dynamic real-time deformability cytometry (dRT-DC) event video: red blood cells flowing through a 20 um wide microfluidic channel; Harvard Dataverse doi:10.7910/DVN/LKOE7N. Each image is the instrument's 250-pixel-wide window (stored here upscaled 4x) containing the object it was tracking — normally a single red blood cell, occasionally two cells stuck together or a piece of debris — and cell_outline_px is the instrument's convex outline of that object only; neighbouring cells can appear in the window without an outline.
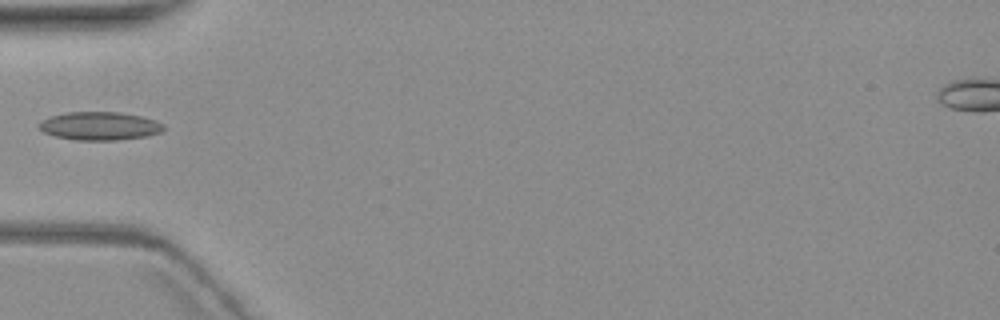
{"species": "common noctule bat (a hibernating species)", "species_latin": "Nyctalus noctula", "temperature_condition": "warm", "stored_images_in_passage": 1, "camera_frame_rate_fps": 3000, "um_per_image_px": 0.085, "animal": {"sex": "female", "body_mass_g": 19.3, "forearm_length_mm": 54.1}, "frame": {"image": 1, "passage_image": 1, "time_ms": 0.0, "image_size_px": [1000, 320], "cell_outline_px": [[164, 128], [160, 132], [148, 136], [116, 140], [76, 140], [56, 136], [44, 132], [36, 124], [52, 116], [68, 112], [120, 112], [140, 116], [156, 120], [164, 124]], "centroid_in_image_um": [8.5, 10.71], "position_along_channel_um": 76.5, "area_um2": 20.4}}